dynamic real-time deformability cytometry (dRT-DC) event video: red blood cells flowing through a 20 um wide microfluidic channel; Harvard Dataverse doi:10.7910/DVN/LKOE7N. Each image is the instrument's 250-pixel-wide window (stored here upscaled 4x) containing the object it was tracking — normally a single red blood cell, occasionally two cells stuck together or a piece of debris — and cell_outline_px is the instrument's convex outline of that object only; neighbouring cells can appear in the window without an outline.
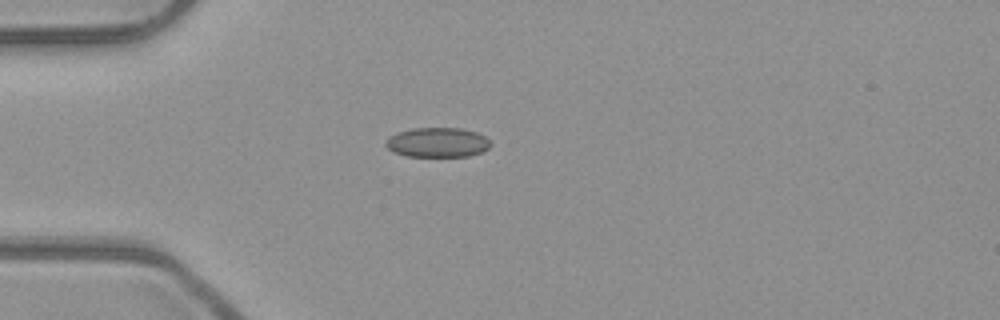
{"species": "common noctule bat (a hibernating species)", "species_latin": "Nyctalus noctula", "temperature_condition": "room temperature", "stored_images_in_passage": 38, "camera_frame_rate_fps": 3000, "um_per_image_px": 0.085, "animal": {"sex": "male", "body_mass_g": 23.1, "forearm_length_mm": 52.7}, "frame": {"image": 1, "passage_image": 1, "time_ms": 0.0, "image_size_px": [1000, 320], "cell_outline_px": [[492, 144], [488, 148], [480, 152], [468, 156], [408, 156], [392, 152], [384, 144], [384, 140], [388, 136], [396, 132], [412, 128], [460, 128], [476, 132], [484, 136]], "centroid_in_image_um": [37.12, 12.1], "position_along_channel_um": 47.9, "area_um2": 18.21}}
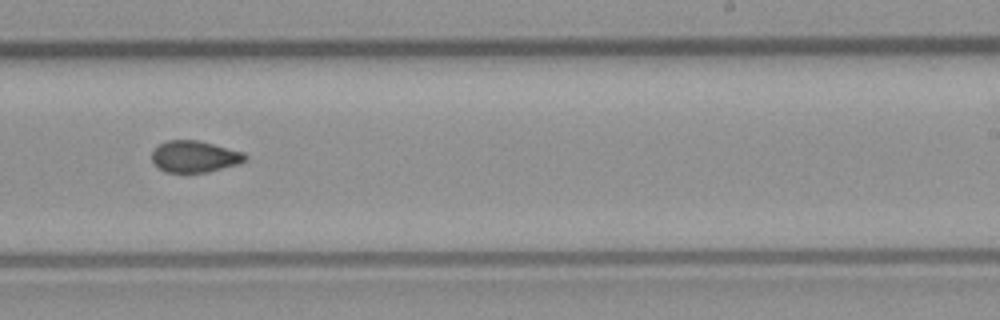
{"frame": {"image": 2, "passage_image": 19, "time_ms": 6.0, "image_size_px": [1000, 320], "cell_outline_px": [[248, 160], [240, 164], [208, 172], [168, 172], [160, 168], [152, 160], [152, 152], [160, 144], [168, 140], [196, 140], [244, 152], [248, 156]], "centroid_in_image_um": [16.6, 13.31], "position_along_channel_um": 272.4, "area_um2": 17.05}}
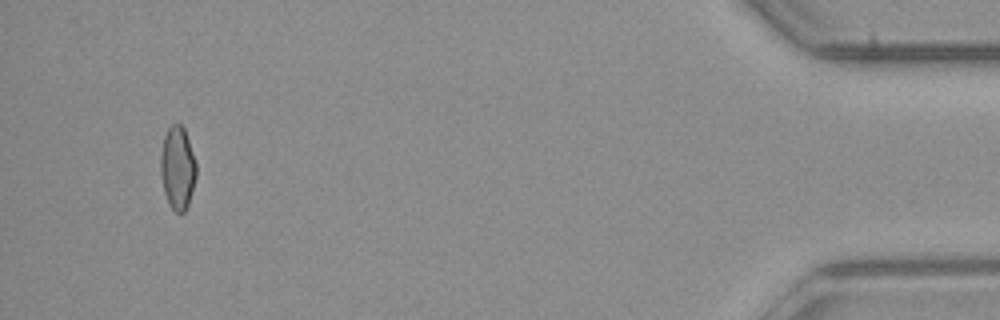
{"frame": {"image": 3, "passage_image": 36, "time_ms": 11.667, "image_size_px": [1000, 320], "cell_outline_px": [[196, 176], [188, 204], [184, 212], [176, 212], [168, 204], [164, 192], [160, 172], [160, 156], [164, 136], [168, 128], [172, 124], [180, 124], [184, 128], [196, 164]], "centroid_in_image_um": [15.07, 14.28], "position_along_channel_um": 420.1, "area_um2": 17.11}, "authors_computed_cell_mechanics": {"area_um2": 17.4556, "velocity_mm_per_s": 4.0048, "shape_relaxation_time_tau1_ms": null, "shape_relaxation_time_tau2_ms": 2.3966, "deformation_change_tau1": null, "deformation_change_tau2": 0.0535}}